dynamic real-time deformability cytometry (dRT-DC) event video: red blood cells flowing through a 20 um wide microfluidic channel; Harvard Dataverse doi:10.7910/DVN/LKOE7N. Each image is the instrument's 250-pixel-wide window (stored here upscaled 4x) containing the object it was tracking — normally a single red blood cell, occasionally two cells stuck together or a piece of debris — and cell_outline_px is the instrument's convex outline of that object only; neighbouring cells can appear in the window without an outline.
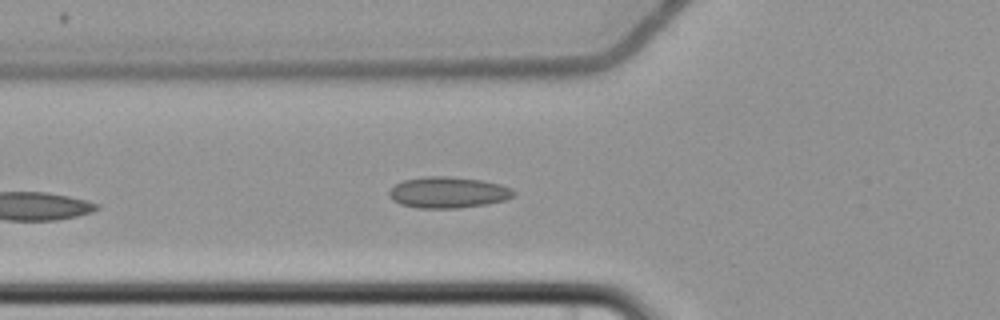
{"species": "common noctule bat (a hibernating species)", "species_latin": "Nyctalus noctula", "temperature_condition": "cold", "stored_images_in_passage": 7, "camera_frame_rate_fps": 3000, "um_per_image_px": 0.085, "animal": {"sex": "female", "body_mass_g": 22.7, "forearm_length_mm": 54.2}, "frame": {"image": 1, "passage_image": 7, "time_ms": 7.333, "image_size_px": [1000, 320], "cell_outline_px": [[516, 192], [512, 196], [504, 200], [484, 204], [456, 208], [420, 208], [400, 204], [392, 200], [388, 192], [396, 184], [404, 180], [424, 176], [448, 176], [484, 180], [500, 184], [512, 188]], "centroid_in_image_um": [38.08, 16.34], "position_along_channel_um": 87.7, "area_um2": 22.54}}